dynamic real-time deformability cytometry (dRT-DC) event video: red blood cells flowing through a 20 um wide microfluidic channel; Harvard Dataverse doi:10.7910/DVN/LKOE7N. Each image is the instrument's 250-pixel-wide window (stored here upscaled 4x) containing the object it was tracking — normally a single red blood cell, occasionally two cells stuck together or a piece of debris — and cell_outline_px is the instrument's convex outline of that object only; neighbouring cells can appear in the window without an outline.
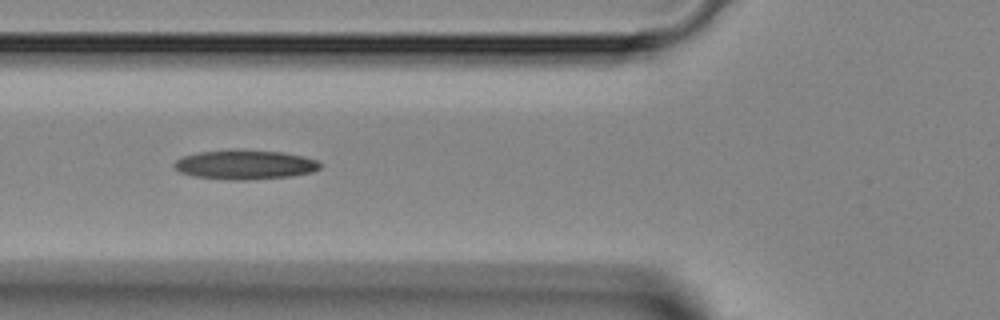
{"species": "Egyptian fruit bat (a non-hibernating species)", "species_latin": "Rousettus aegyptiacus", "temperature_condition": "room temperature", "stored_images_in_passage": 33, "camera_frame_rate_fps": 3000, "um_per_image_px": 0.085, "animal": {"sex": "female"}, "frame": {"image": 1, "passage_image": 7, "time_ms": 2.0, "image_size_px": [1000, 320], "cell_outline_px": [[324, 164], [320, 168], [312, 172], [292, 176], [248, 180], [236, 180], [192, 176], [180, 172], [172, 164], [180, 156], [200, 152], [228, 148], [240, 148], [284, 152], [304, 156], [316, 160]], "centroid_in_image_um": [20.83, 13.97], "position_along_channel_um": 105.0, "area_um2": 25.66}}
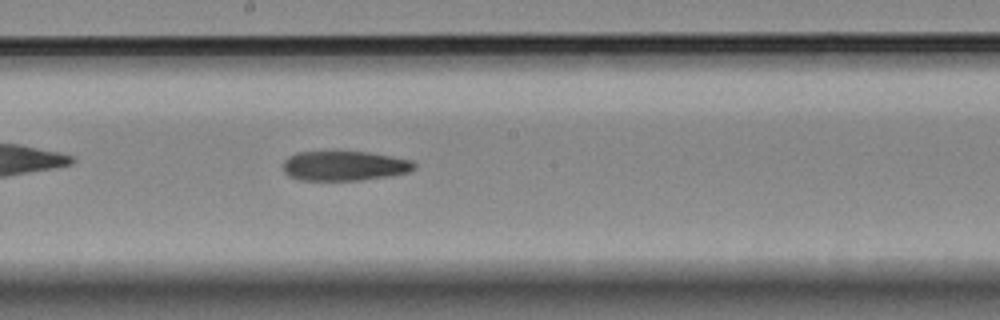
{"frame": {"image": 2, "passage_image": 15, "time_ms": 4.667, "image_size_px": [1000, 320], "cell_outline_px": [[416, 168], [408, 172], [392, 176], [360, 180], [300, 180], [288, 176], [284, 172], [284, 160], [288, 156], [296, 152], [368, 152], [412, 160], [416, 164]], "centroid_in_image_um": [29.28, 14.1], "position_along_channel_um": 218.9, "area_um2": 22.77}}
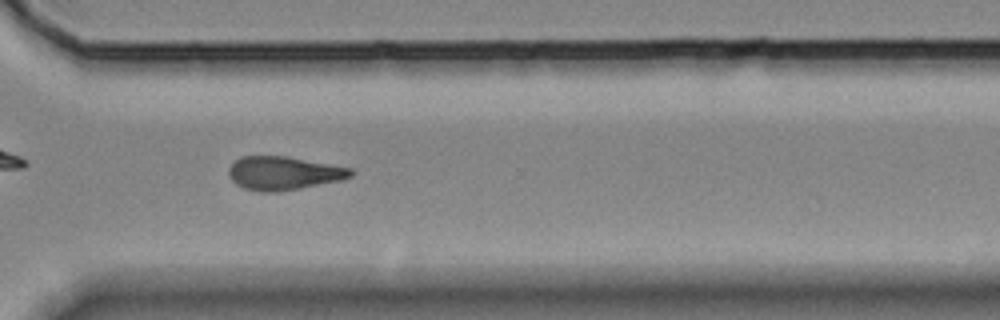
{"frame": {"image": 3, "passage_image": 24, "time_ms": 7.667, "image_size_px": [1000, 320], "cell_outline_px": [[352, 176], [340, 180], [300, 188], [276, 192], [260, 192], [244, 188], [236, 184], [232, 180], [228, 172], [228, 168], [240, 156], [284, 156], [352, 168]], "centroid_in_image_um": [24.07, 14.72], "position_along_channel_um": 346.5, "area_um2": 23.58}}